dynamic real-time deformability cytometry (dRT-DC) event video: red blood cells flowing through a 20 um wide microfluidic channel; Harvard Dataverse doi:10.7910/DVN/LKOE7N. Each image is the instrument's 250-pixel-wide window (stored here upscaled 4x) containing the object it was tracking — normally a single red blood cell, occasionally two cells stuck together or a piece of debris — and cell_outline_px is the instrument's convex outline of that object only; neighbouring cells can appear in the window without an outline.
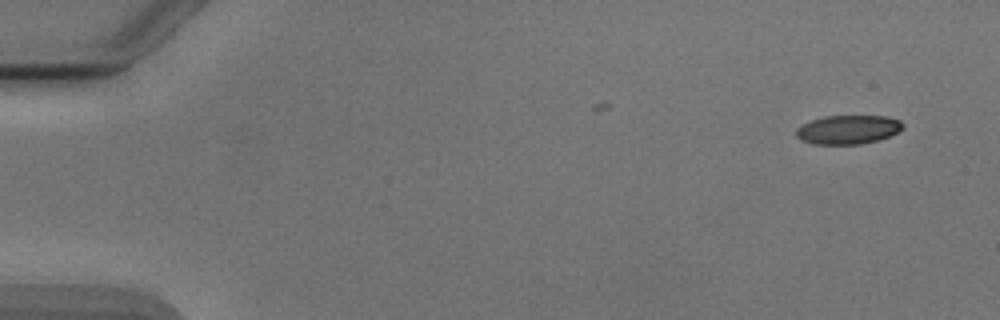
{"species": "Egyptian fruit bat (a non-hibernating species)", "species_latin": "Rousettus aegyptiacus", "temperature_condition": "cold", "stored_images_in_passage": 3, "camera_frame_rate_fps": 3000, "um_per_image_px": 0.085, "animal": {"sex": "male"}, "frame": {"image": 1, "passage_image": 3, "time_ms": 2.333, "image_size_px": [1000, 320], "cell_outline_px": [[904, 128], [888, 136], [876, 140], [860, 144], [812, 144], [796, 136], [796, 128], [812, 120], [824, 116], [888, 116], [900, 120], [904, 124]], "centroid_in_image_um": [72.1, 11.01], "position_along_channel_um": 12.9, "area_um2": 17.8}}